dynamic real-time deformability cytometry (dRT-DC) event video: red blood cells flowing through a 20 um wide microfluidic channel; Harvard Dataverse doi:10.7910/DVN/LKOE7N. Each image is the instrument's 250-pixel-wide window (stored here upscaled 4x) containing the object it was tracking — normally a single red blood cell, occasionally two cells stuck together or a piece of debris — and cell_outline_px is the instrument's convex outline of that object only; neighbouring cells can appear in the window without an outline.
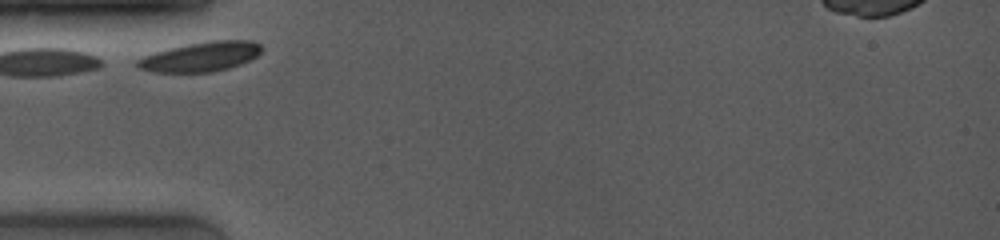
{"species": "common noctule bat (a hibernating species)", "species_latin": "Nyctalus noctula", "temperature_condition": "room temperature", "stored_images_in_passage": 15, "camera_frame_rate_fps": 4000, "um_per_image_px": 0.085, "animal": {"sex": "female", "body_mass_g": 19.0, "forearm_length_mm": 53.3}, "frame": {"image": 1, "passage_image": 1, "time_ms": 0.0, "image_size_px": [1000, 240], "cell_outline_px": [[264, 48], [256, 56], [240, 64], [228, 68], [212, 72], [152, 72], [136, 68], [136, 60], [144, 56], [168, 48], [188, 44], [212, 40], [252, 40], [260, 44]], "centroid_in_image_um": [17.05, 4.82], "position_along_channel_um": 67.9, "area_um2": 21.44}}